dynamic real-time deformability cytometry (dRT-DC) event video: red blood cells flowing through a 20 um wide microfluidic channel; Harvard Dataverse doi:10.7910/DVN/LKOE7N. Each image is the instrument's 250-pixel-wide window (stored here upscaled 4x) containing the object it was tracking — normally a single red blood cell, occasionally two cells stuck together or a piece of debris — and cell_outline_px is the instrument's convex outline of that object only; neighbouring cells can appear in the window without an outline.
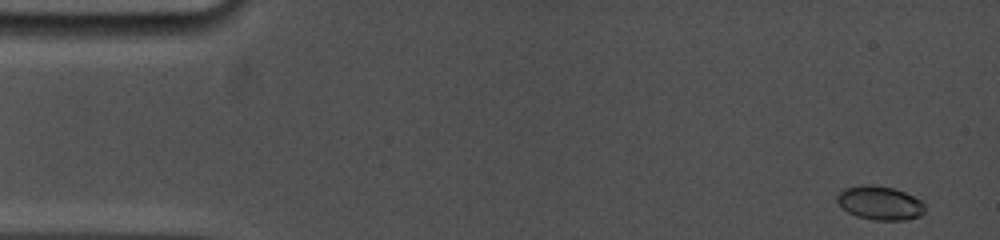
{"species": "common noctule bat (a hibernating species)", "species_latin": "Nyctalus noctula", "temperature_condition": "cold", "stored_images_in_passage": 17, "camera_frame_rate_fps": 5000, "um_per_image_px": 0.085, "animal": {"sex": "female", "body_mass_g": 19.0, "forearm_length_mm": 53.3}, "frame": {"image": 1, "passage_image": 1, "time_ms": 0.0, "image_size_px": [1000, 240], "cell_outline_px": [[924, 212], [920, 216], [904, 220], [876, 220], [856, 216], [848, 212], [836, 200], [836, 196], [844, 188], [864, 184], [872, 184], [892, 188], [904, 192], [920, 200], [924, 204]], "centroid_in_image_um": [74.78, 17.25], "position_along_channel_um": 10.2, "area_um2": 17.17}}
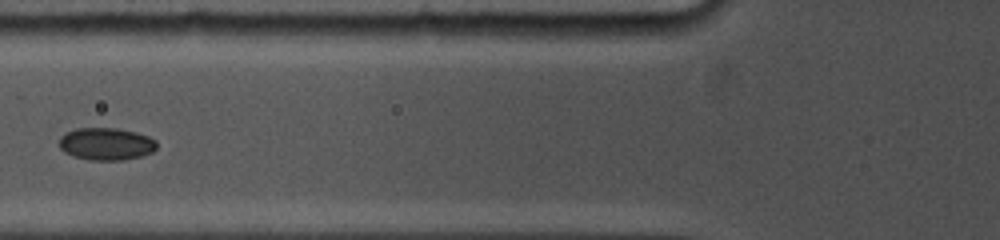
{"frame": {"image": 2, "passage_image": 11, "time_ms": 6.0, "image_size_px": [1000, 240], "cell_outline_px": [[156, 148], [152, 152], [140, 156], [124, 160], [88, 160], [72, 156], [64, 152], [60, 148], [60, 136], [64, 132], [76, 128], [116, 128], [136, 132], [148, 136], [156, 140]], "centroid_in_image_um": [9.0, 12.23], "position_along_channel_um": 116.8, "area_um2": 18.55}}
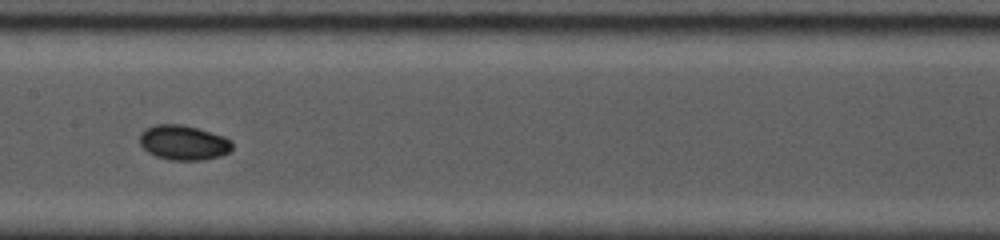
{"frame": {"image": 3, "passage_image": 15, "time_ms": 8.0, "image_size_px": [1000, 240], "cell_outline_px": [[232, 148], [228, 152], [220, 156], [200, 160], [168, 160], [156, 156], [148, 152], [140, 144], [140, 132], [156, 124], [180, 124], [196, 128], [224, 136], [232, 140]], "centroid_in_image_um": [15.6, 12.12], "position_along_channel_um": 191.8, "area_um2": 18.67}}